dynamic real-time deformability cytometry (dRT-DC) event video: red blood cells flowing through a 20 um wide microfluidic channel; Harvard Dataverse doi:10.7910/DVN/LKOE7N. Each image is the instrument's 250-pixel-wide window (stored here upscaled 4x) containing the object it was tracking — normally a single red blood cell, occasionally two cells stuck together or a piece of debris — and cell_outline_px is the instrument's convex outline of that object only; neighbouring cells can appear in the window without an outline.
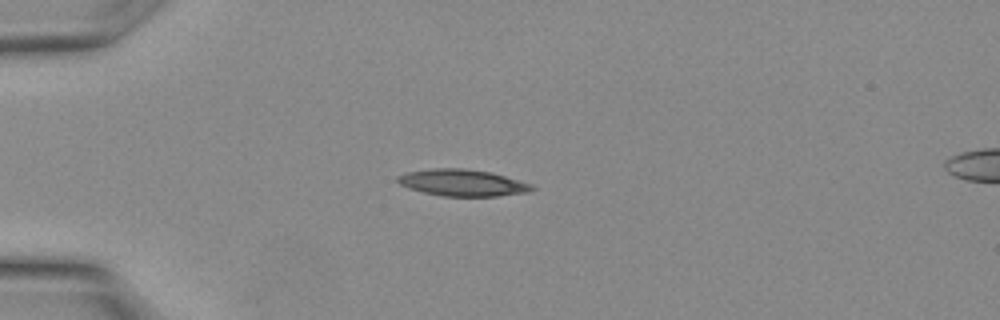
{"species": "Egyptian fruit bat (a non-hibernating species)", "species_latin": "Rousettus aegyptiacus", "temperature_condition": "warm", "stored_images_in_passage": 11, "camera_frame_rate_fps": 3000, "um_per_image_px": 0.085, "animal": {"sex": "female"}, "frame": {"image": 1, "passage_image": 4, "time_ms": 1.0, "image_size_px": [1000, 320], "cell_outline_px": [[536, 188], [528, 192], [496, 196], [440, 196], [408, 188], [400, 184], [396, 180], [396, 176], [408, 172], [432, 168], [464, 168], [492, 172], [532, 184]], "centroid_in_image_um": [39.3, 15.53], "position_along_channel_um": 45.7, "area_um2": 20.92}}
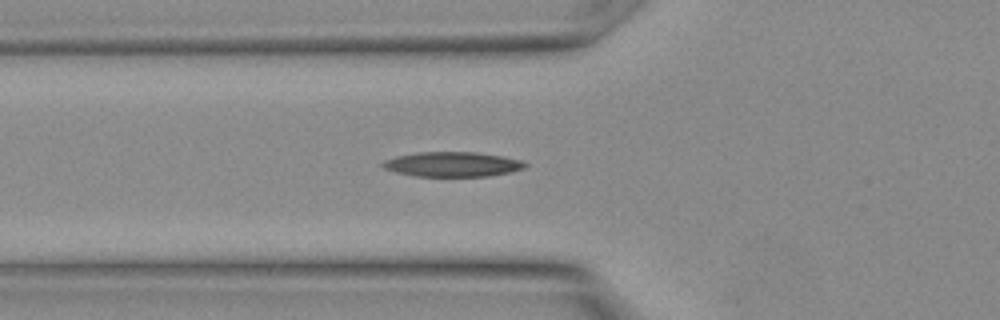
{"frame": {"image": 2, "passage_image": 7, "time_ms": 2.0, "image_size_px": [1000, 320], "cell_outline_px": [[528, 164], [524, 168], [512, 172], [488, 176], [416, 176], [396, 172], [384, 168], [380, 164], [384, 160], [396, 156], [420, 152], [476, 152], [500, 156], [520, 160]], "centroid_in_image_um": [38.45, 13.96], "position_along_channel_um": 87.4, "area_um2": 20.46}}
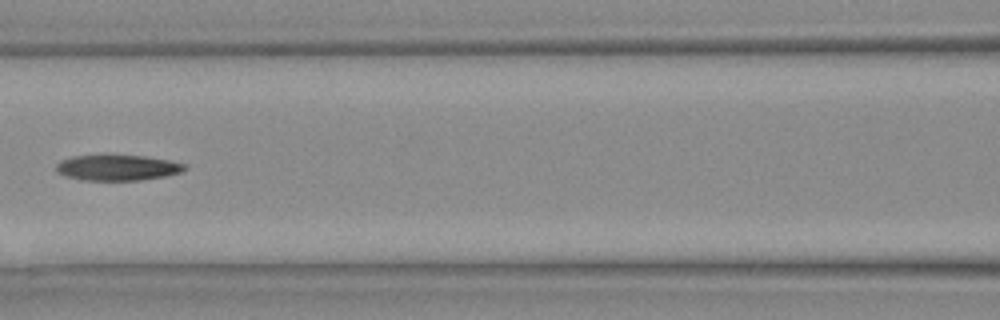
{"frame": {"image": 3, "passage_image": 10, "time_ms": 3.0, "image_size_px": [1000, 320], "cell_outline_px": [[188, 168], [184, 172], [164, 176], [140, 180], [84, 180], [68, 176], [60, 172], [56, 168], [56, 164], [60, 160], [72, 156], [144, 156], [168, 160], [188, 164]], "centroid_in_image_um": [10.07, 14.25], "position_along_channel_um": 156.5, "area_um2": 18.96}}